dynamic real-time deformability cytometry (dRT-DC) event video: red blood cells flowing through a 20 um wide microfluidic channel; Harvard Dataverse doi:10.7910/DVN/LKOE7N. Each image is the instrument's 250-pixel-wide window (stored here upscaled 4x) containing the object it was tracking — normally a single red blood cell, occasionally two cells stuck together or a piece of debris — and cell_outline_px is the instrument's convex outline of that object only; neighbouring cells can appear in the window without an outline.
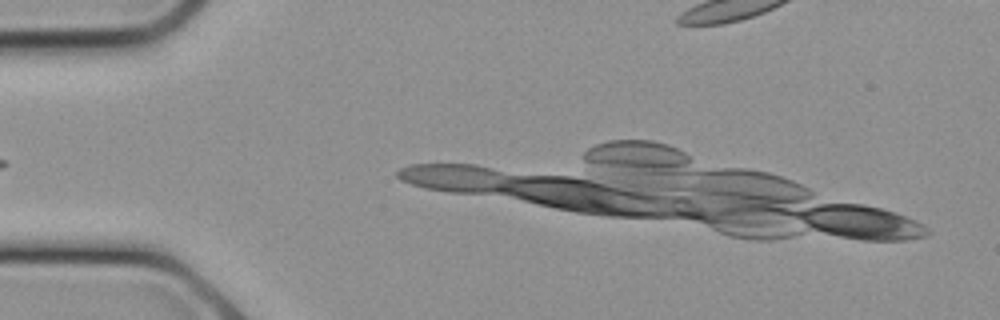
{"species": "common noctule bat (a hibernating species)", "species_latin": "Nyctalus noctula", "temperature_condition": "cold", "stored_images_in_passage": 5, "camera_frame_rate_fps": 3000, "um_per_image_px": 0.085, "animal": {"sex": "female", "body_mass_g": 21.9}, "frame": {"image": 1, "passage_image": 1, "time_ms": 0.0, "image_size_px": [1000, 320], "cell_outline_px": [[892, 216], [884, 228], [876, 236], [852, 236], [832, 232], [820, 228], [764, 208], [764, 204], [848, 204], [872, 208], [884, 212]], "centroid_in_image_um": [71.11, 18.49], "position_along_channel_um": 13.9, "area_um2": 19.02}}